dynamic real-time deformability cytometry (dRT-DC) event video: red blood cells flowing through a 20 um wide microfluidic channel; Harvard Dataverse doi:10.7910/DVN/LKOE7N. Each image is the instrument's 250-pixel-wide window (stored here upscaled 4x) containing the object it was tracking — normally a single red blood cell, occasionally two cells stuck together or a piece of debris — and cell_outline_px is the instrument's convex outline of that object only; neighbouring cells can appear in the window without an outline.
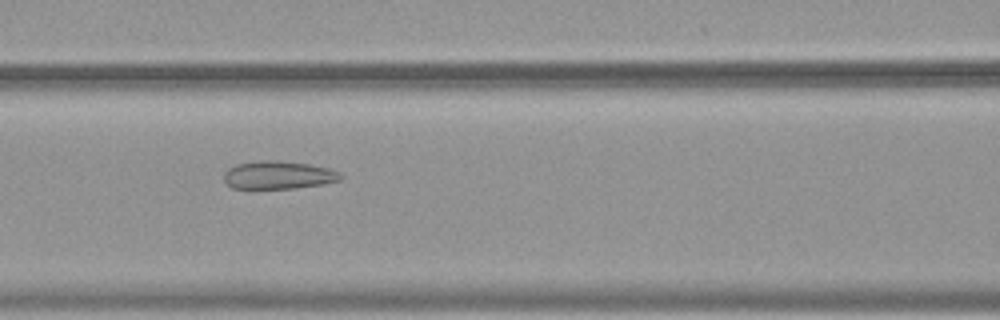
{"species": "common noctule bat (a hibernating species)", "species_latin": "Nyctalus noctula", "temperature_condition": "warm", "stored_images_in_passage": 54, "camera_frame_rate_fps": 3000, "um_per_image_px": 0.085, "animal": {"sex": "female", "body_mass_g": 19.9}, "frame": {"image": 1, "passage_image": 24, "time_ms": 7.667, "image_size_px": [1000, 320], "cell_outline_px": [[344, 176], [340, 180], [324, 184], [296, 188], [232, 188], [224, 180], [224, 172], [228, 168], [236, 164], [264, 160], [276, 160], [308, 164], [332, 168], [340, 172]], "centroid_in_image_um": [23.7, 14.87], "position_along_channel_um": 142.9, "area_um2": 19.13}}
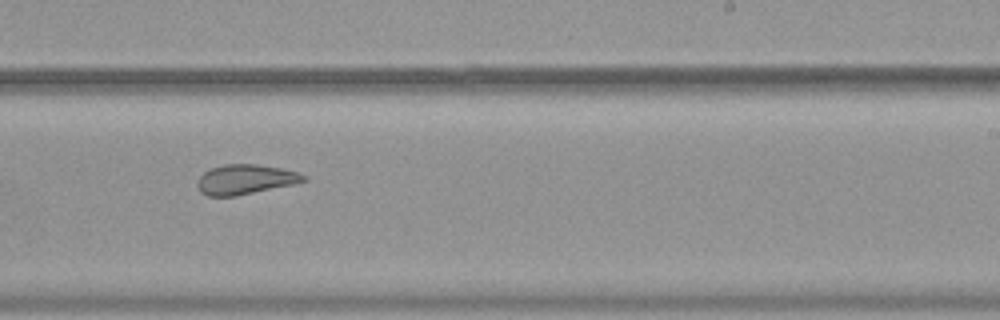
{"frame": {"image": 2, "passage_image": 34, "time_ms": 11.0, "image_size_px": [1000, 320], "cell_outline_px": [[308, 180], [292, 184], [236, 196], [208, 196], [200, 192], [196, 184], [200, 176], [204, 172], [212, 168], [224, 164], [256, 164], [280, 168], [296, 172], [308, 176]], "centroid_in_image_um": [20.83, 15.25], "position_along_channel_um": 268.2, "area_um2": 18.32}}
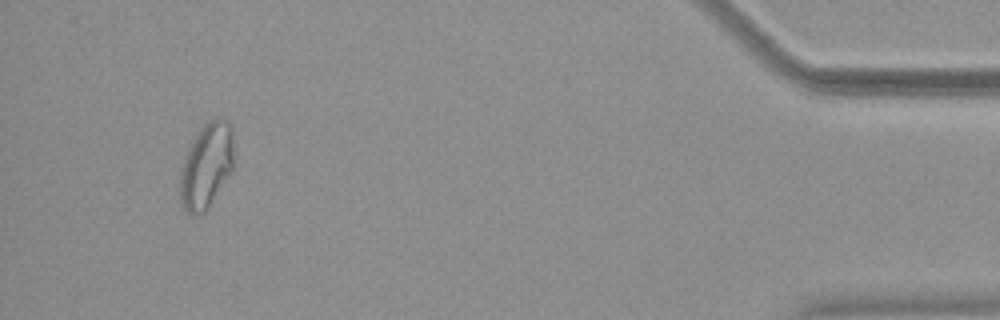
{"frame": {"image": 3, "passage_image": 51, "time_ms": 16.667, "image_size_px": [1000, 320], "cell_outline_px": [[232, 172], [208, 208], [204, 212], [192, 216], [180, 204], [180, 168], [184, 156], [192, 140], [200, 128], [208, 120], [216, 116], [220, 116], [228, 120], [232, 128]], "centroid_in_image_um": [17.53, 14.06], "position_along_channel_um": 417.7, "area_um2": 27.05}, "authors_computed_cell_mechanics": {"area_um2": 24.4494, "velocity_mm_per_s": 3.7872, "shape_relaxation_time_tau1_ms": null, "shape_relaxation_time_tau2_ms": 1.8469, "deformation_change_tau1": null, "deformation_change_tau2": 0.1007}}